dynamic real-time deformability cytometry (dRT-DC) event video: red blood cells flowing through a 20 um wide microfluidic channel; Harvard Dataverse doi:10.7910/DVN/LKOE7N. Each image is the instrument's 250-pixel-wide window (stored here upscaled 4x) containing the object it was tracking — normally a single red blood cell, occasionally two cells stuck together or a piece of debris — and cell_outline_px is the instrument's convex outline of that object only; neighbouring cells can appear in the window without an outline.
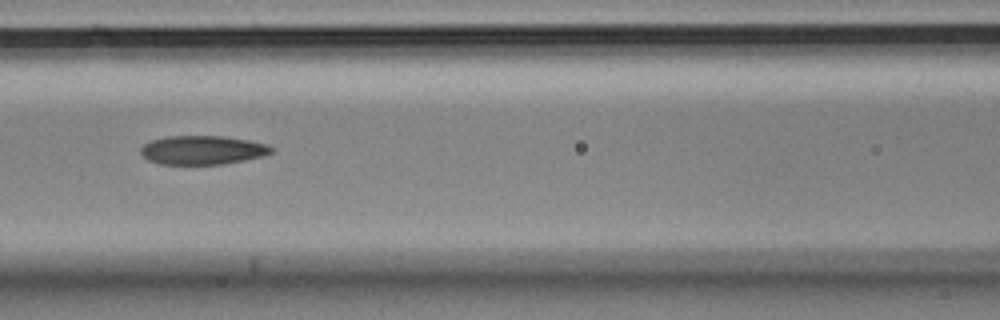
{"species": "Egyptian fruit bat (a non-hibernating species)", "species_latin": "Rousettus aegyptiacus", "temperature_condition": "cold", "stored_images_in_passage": 10, "camera_frame_rate_fps": 3000, "um_per_image_px": 0.085, "animal": {"sex": "male"}, "frame": {"image": 1, "passage_image": 4, "time_ms": 1.0, "image_size_px": [1000, 320], "cell_outline_px": [[272, 152], [260, 156], [244, 160], [224, 164], [160, 164], [148, 160], [140, 152], [140, 148], [144, 144], [152, 140], [168, 136], [220, 136], [248, 140], [268, 144], [272, 148]], "centroid_in_image_um": [17.18, 12.75], "position_along_channel_um": 149.4, "area_um2": 21.79}}
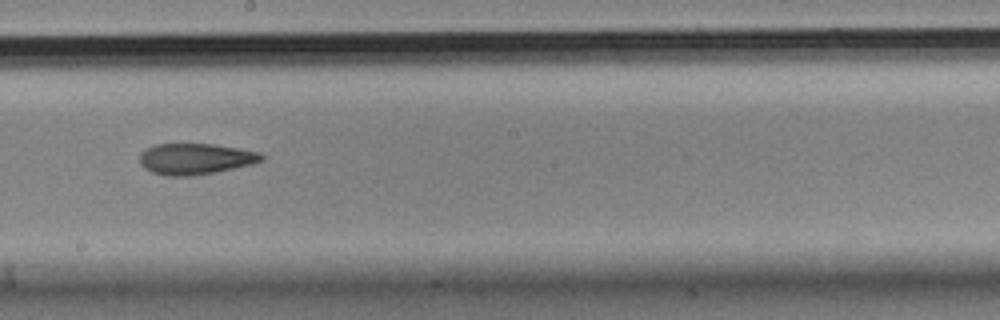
{"frame": {"image": 2, "passage_image": 6, "time_ms": 1.667, "image_size_px": [1000, 320], "cell_outline_px": [[264, 160], [252, 164], [216, 172], [192, 176], [164, 176], [152, 172], [144, 168], [140, 164], [140, 152], [156, 144], [212, 144], [240, 148], [260, 152], [264, 156]], "centroid_in_image_um": [16.62, 13.51], "position_along_channel_um": 231.6, "area_um2": 22.2}}
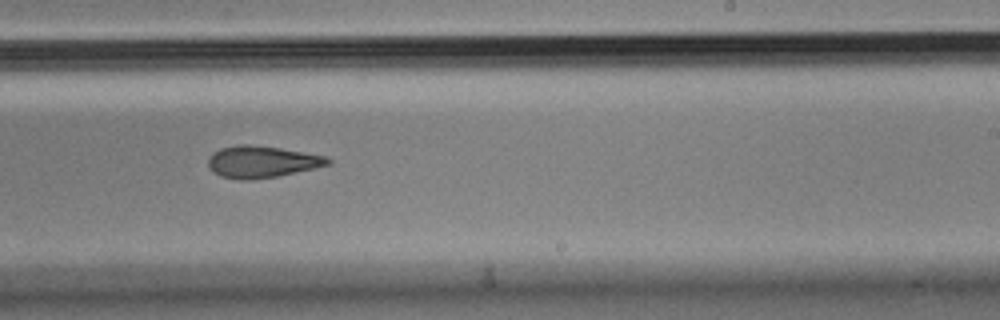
{"frame": {"image": 3, "passage_image": 7, "time_ms": 2.0, "image_size_px": [1000, 320], "cell_outline_px": [[332, 164], [276, 176], [248, 180], [240, 180], [220, 176], [208, 164], [208, 156], [212, 152], [220, 148], [236, 144], [248, 144], [280, 148], [328, 156], [332, 160]], "centroid_in_image_um": [22.26, 13.73], "position_along_channel_um": 266.7, "area_um2": 22.14}}